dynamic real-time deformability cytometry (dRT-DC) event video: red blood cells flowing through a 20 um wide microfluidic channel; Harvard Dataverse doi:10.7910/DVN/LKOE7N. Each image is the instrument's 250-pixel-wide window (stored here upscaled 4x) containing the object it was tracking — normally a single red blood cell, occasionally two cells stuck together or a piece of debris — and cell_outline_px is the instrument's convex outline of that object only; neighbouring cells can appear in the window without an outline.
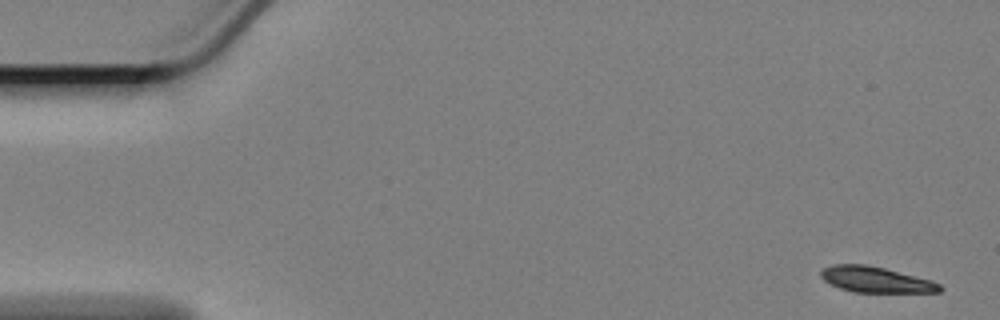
{"species": "Egyptian fruit bat (a non-hibernating species)", "species_latin": "Rousettus aegyptiacus", "temperature_condition": "cold", "stored_images_in_passage": 21, "camera_frame_rate_fps": 3000, "um_per_image_px": 0.085, "animal": {"sex": "female"}, "frame": {"image": 1, "passage_image": 1, "time_ms": 0.0, "image_size_px": [1000, 320], "cell_outline_px": [[944, 288], [940, 292], [852, 292], [840, 288], [824, 280], [820, 276], [820, 272], [824, 268], [832, 264], [864, 264], [884, 268], [932, 280], [940, 284]], "centroid_in_image_um": [74.45, 23.77], "position_along_channel_um": 10.5, "area_um2": 17.8}}
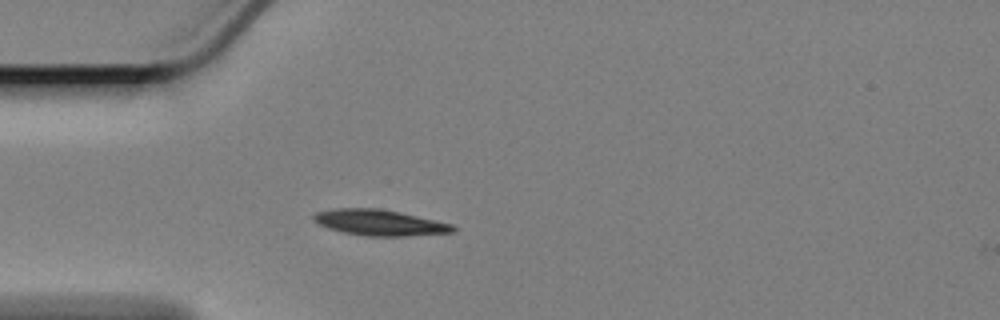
{"frame": {"image": 2, "passage_image": 15, "time_ms": 4.667, "image_size_px": [1000, 320], "cell_outline_px": [[456, 232], [408, 236], [364, 236], [344, 232], [328, 228], [312, 220], [312, 216], [316, 212], [336, 208], [376, 208], [400, 212], [452, 224], [456, 228]], "centroid_in_image_um": [32.27, 18.92], "position_along_channel_um": 52.7, "area_um2": 20.98}}